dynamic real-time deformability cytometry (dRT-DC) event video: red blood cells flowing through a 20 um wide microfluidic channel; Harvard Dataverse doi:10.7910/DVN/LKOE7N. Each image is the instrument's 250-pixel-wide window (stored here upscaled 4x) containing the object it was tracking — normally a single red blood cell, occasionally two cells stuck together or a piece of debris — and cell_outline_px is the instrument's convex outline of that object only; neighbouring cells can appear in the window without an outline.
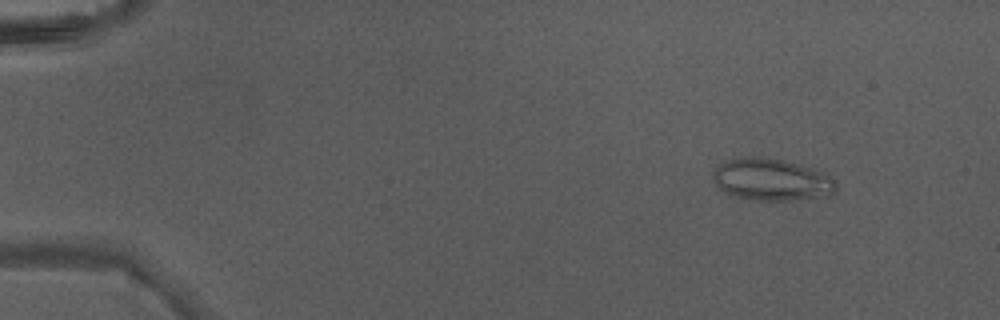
{"species": "Egyptian fruit bat (a non-hibernating species)", "species_latin": "Rousettus aegyptiacus", "temperature_condition": "warm", "stored_images_in_passage": 5, "camera_frame_rate_fps": 3000, "um_per_image_px": 0.085, "animal": {"sex": "male"}, "frame": {"image": 1, "passage_image": 2, "time_ms": 0.333, "image_size_px": [1000, 320], "cell_outline_px": [[836, 188], [832, 192], [816, 196], [784, 200], [756, 200], [736, 196], [724, 192], [716, 184], [712, 176], [712, 172], [720, 164], [728, 160], [748, 156], [764, 156], [784, 160], [820, 172], [828, 176], [836, 184]], "centroid_in_image_um": [65.47, 15.24], "position_along_channel_um": 19.5, "area_um2": 29.25}}